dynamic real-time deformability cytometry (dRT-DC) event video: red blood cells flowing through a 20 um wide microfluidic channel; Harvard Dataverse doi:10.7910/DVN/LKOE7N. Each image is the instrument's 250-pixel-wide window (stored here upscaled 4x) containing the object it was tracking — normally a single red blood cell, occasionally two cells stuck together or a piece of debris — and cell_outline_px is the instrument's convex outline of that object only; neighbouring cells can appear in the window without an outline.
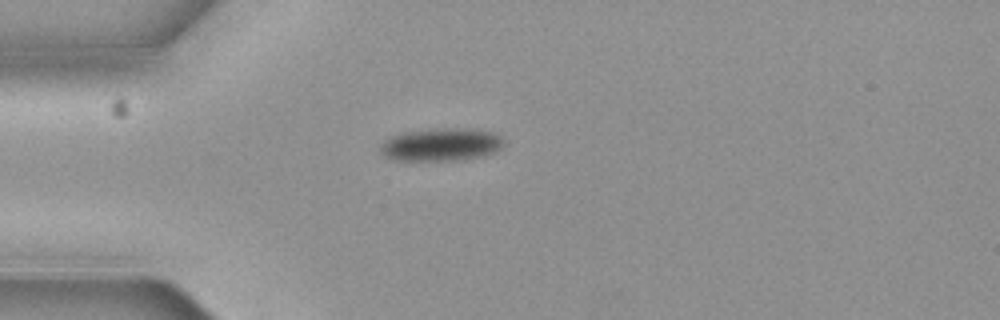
{"species": "common noctule bat (a hibernating species)", "species_latin": "Nyctalus noctula", "temperature_condition": "cold", "stored_images_in_passage": 6, "camera_frame_rate_fps": 3000, "um_per_image_px": 0.085, "animal": {"sex": "female", "body_mass_g": 19.3, "forearm_length_mm": 54.1}, "frame": {"image": 1, "passage_image": 1, "time_ms": 0.0, "image_size_px": [1000, 320], "cell_outline_px": [[504, 144], [496, 152], [484, 156], [464, 160], [396, 160], [384, 156], [380, 152], [380, 144], [384, 140], [392, 136], [404, 132], [440, 128], [464, 128], [496, 132], [504, 140]], "centroid_in_image_um": [37.53, 12.29], "position_along_channel_um": 47.5, "area_um2": 23.87}}
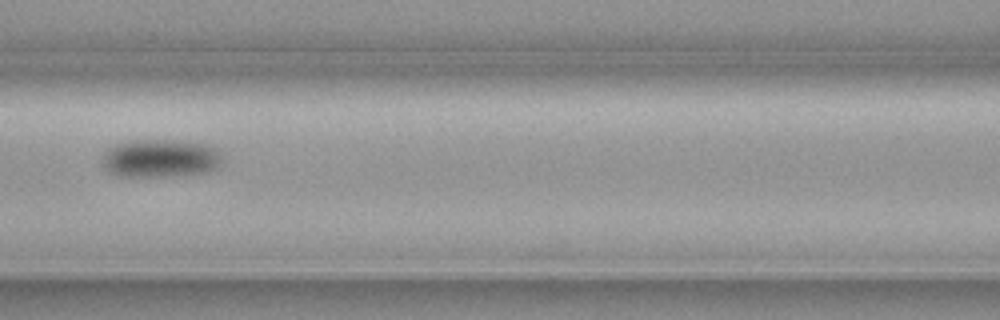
{"frame": {"image": 2, "passage_image": 4, "time_ms": 1.0, "image_size_px": [1000, 320], "cell_outline_px": [[224, 160], [216, 168], [204, 172], [164, 176], [116, 176], [108, 172], [100, 164], [104, 152], [108, 148], [116, 144], [132, 140], [184, 140], [208, 144], [216, 148]], "centroid_in_image_um": [13.6, 13.44], "position_along_channel_um": 153.0, "area_um2": 26.99}}
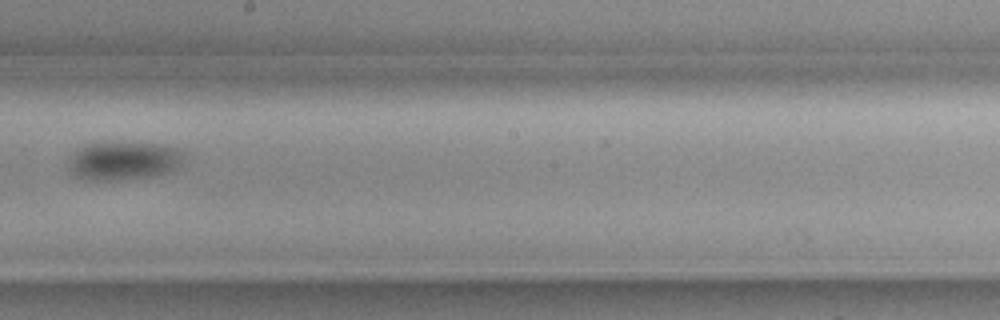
{"frame": {"image": 3, "passage_image": 6, "time_ms": 1.667, "image_size_px": [1000, 320], "cell_outline_px": [[184, 156], [180, 164], [176, 168], [168, 172], [156, 176], [120, 180], [84, 180], [76, 176], [68, 168], [68, 160], [80, 144], [108, 140], [112, 140], [160, 144], [176, 148], [184, 152]], "centroid_in_image_um": [10.45, 13.62], "position_along_channel_um": 237.7, "area_um2": 26.93}}